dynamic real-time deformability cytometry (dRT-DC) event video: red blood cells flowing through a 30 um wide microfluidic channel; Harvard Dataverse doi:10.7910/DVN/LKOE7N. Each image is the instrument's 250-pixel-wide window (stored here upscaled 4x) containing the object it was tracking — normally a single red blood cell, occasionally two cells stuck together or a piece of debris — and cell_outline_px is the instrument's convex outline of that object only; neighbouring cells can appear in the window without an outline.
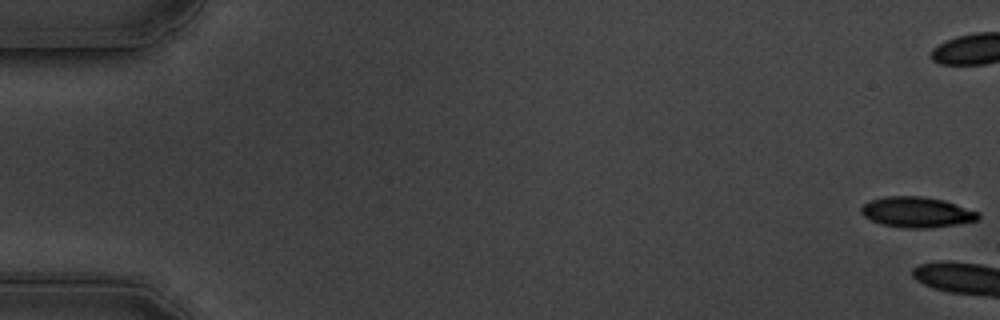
{"species": "common noctule bat (a hibernating species)", "species_latin": "Nyctalus noctula", "temperature_condition": "cold", "stored_images_in_passage": 14, "camera_frame_rate_fps": 3000, "um_per_image_px": 0.085, "animal": {"sex": "male", "body_mass_g": 19.5, "forearm_length_mm": 54.6}, "frame": {"image": 1, "passage_image": 1, "time_ms": 0.0, "image_size_px": [1000, 320], "cell_outline_px": [[980, 216], [976, 220], [956, 224], [928, 228], [904, 228], [880, 224], [864, 216], [860, 212], [860, 208], [868, 200], [884, 196], [920, 196], [944, 200], [980, 212]], "centroid_in_image_um": [77.89, 18.02], "position_along_channel_um": 7.1, "area_um2": 20.87}}